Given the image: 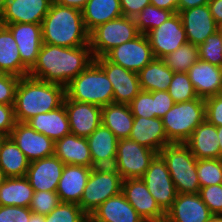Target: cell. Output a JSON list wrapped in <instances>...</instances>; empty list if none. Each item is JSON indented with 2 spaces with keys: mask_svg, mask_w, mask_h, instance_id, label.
<instances>
[{
  "mask_svg": "<svg viewBox=\"0 0 222 222\" xmlns=\"http://www.w3.org/2000/svg\"><path fill=\"white\" fill-rule=\"evenodd\" d=\"M92 61L94 57L89 44L80 47H63L43 43L36 63L29 70L28 75L66 86Z\"/></svg>",
  "mask_w": 222,
  "mask_h": 222,
  "instance_id": "6da1fadb",
  "label": "cell"
},
{
  "mask_svg": "<svg viewBox=\"0 0 222 222\" xmlns=\"http://www.w3.org/2000/svg\"><path fill=\"white\" fill-rule=\"evenodd\" d=\"M65 86L42 81L29 75L21 77L15 96V119L27 122L41 113L52 111L63 104Z\"/></svg>",
  "mask_w": 222,
  "mask_h": 222,
  "instance_id": "7a4b0ae2",
  "label": "cell"
},
{
  "mask_svg": "<svg viewBox=\"0 0 222 222\" xmlns=\"http://www.w3.org/2000/svg\"><path fill=\"white\" fill-rule=\"evenodd\" d=\"M41 26L43 43L63 47L89 44V32L84 24L82 11L78 9L52 2Z\"/></svg>",
  "mask_w": 222,
  "mask_h": 222,
  "instance_id": "3957f363",
  "label": "cell"
},
{
  "mask_svg": "<svg viewBox=\"0 0 222 222\" xmlns=\"http://www.w3.org/2000/svg\"><path fill=\"white\" fill-rule=\"evenodd\" d=\"M65 94L73 101L99 107L114 103L112 84L95 61L65 86Z\"/></svg>",
  "mask_w": 222,
  "mask_h": 222,
  "instance_id": "277c9868",
  "label": "cell"
},
{
  "mask_svg": "<svg viewBox=\"0 0 222 222\" xmlns=\"http://www.w3.org/2000/svg\"><path fill=\"white\" fill-rule=\"evenodd\" d=\"M166 163L178 194H199L197 158L185 143H171L158 153Z\"/></svg>",
  "mask_w": 222,
  "mask_h": 222,
  "instance_id": "5b68a950",
  "label": "cell"
},
{
  "mask_svg": "<svg viewBox=\"0 0 222 222\" xmlns=\"http://www.w3.org/2000/svg\"><path fill=\"white\" fill-rule=\"evenodd\" d=\"M205 120V100L200 97L175 103L162 117L167 139L171 143H185L195 128Z\"/></svg>",
  "mask_w": 222,
  "mask_h": 222,
  "instance_id": "8992f818",
  "label": "cell"
},
{
  "mask_svg": "<svg viewBox=\"0 0 222 222\" xmlns=\"http://www.w3.org/2000/svg\"><path fill=\"white\" fill-rule=\"evenodd\" d=\"M122 182L114 167H93L79 206L90 216L108 198L121 193Z\"/></svg>",
  "mask_w": 222,
  "mask_h": 222,
  "instance_id": "52a82bcc",
  "label": "cell"
},
{
  "mask_svg": "<svg viewBox=\"0 0 222 222\" xmlns=\"http://www.w3.org/2000/svg\"><path fill=\"white\" fill-rule=\"evenodd\" d=\"M141 33L134 18L122 16L94 28L89 33V45L95 58L104 57L110 50L129 42Z\"/></svg>",
  "mask_w": 222,
  "mask_h": 222,
  "instance_id": "ba28073f",
  "label": "cell"
},
{
  "mask_svg": "<svg viewBox=\"0 0 222 222\" xmlns=\"http://www.w3.org/2000/svg\"><path fill=\"white\" fill-rule=\"evenodd\" d=\"M157 154L129 138L119 139L113 167L123 180L142 178Z\"/></svg>",
  "mask_w": 222,
  "mask_h": 222,
  "instance_id": "9c48e42d",
  "label": "cell"
},
{
  "mask_svg": "<svg viewBox=\"0 0 222 222\" xmlns=\"http://www.w3.org/2000/svg\"><path fill=\"white\" fill-rule=\"evenodd\" d=\"M141 179L146 184L157 204L166 213L172 206L178 193L166 163L159 154L151 161Z\"/></svg>",
  "mask_w": 222,
  "mask_h": 222,
  "instance_id": "30bf717a",
  "label": "cell"
},
{
  "mask_svg": "<svg viewBox=\"0 0 222 222\" xmlns=\"http://www.w3.org/2000/svg\"><path fill=\"white\" fill-rule=\"evenodd\" d=\"M104 57L108 61L136 73L155 58L145 34H140L135 39L113 48Z\"/></svg>",
  "mask_w": 222,
  "mask_h": 222,
  "instance_id": "8fae6325",
  "label": "cell"
},
{
  "mask_svg": "<svg viewBox=\"0 0 222 222\" xmlns=\"http://www.w3.org/2000/svg\"><path fill=\"white\" fill-rule=\"evenodd\" d=\"M155 58L163 59L187 43L186 33L179 13H174L159 27L146 34Z\"/></svg>",
  "mask_w": 222,
  "mask_h": 222,
  "instance_id": "7c38bea8",
  "label": "cell"
},
{
  "mask_svg": "<svg viewBox=\"0 0 222 222\" xmlns=\"http://www.w3.org/2000/svg\"><path fill=\"white\" fill-rule=\"evenodd\" d=\"M94 61L112 84L114 103L129 104L141 92L138 73L116 65L105 57L95 58Z\"/></svg>",
  "mask_w": 222,
  "mask_h": 222,
  "instance_id": "4fadbf2b",
  "label": "cell"
},
{
  "mask_svg": "<svg viewBox=\"0 0 222 222\" xmlns=\"http://www.w3.org/2000/svg\"><path fill=\"white\" fill-rule=\"evenodd\" d=\"M9 137L25 154L29 162L54 155L55 142L35 131L25 122H16Z\"/></svg>",
  "mask_w": 222,
  "mask_h": 222,
  "instance_id": "5bb4252c",
  "label": "cell"
},
{
  "mask_svg": "<svg viewBox=\"0 0 222 222\" xmlns=\"http://www.w3.org/2000/svg\"><path fill=\"white\" fill-rule=\"evenodd\" d=\"M63 103L68 115L72 134L87 138L102 124V107L85 102L73 101L66 95Z\"/></svg>",
  "mask_w": 222,
  "mask_h": 222,
  "instance_id": "9a60e30c",
  "label": "cell"
},
{
  "mask_svg": "<svg viewBox=\"0 0 222 222\" xmlns=\"http://www.w3.org/2000/svg\"><path fill=\"white\" fill-rule=\"evenodd\" d=\"M53 0H6L0 25L15 23L42 24Z\"/></svg>",
  "mask_w": 222,
  "mask_h": 222,
  "instance_id": "2e32d148",
  "label": "cell"
},
{
  "mask_svg": "<svg viewBox=\"0 0 222 222\" xmlns=\"http://www.w3.org/2000/svg\"><path fill=\"white\" fill-rule=\"evenodd\" d=\"M187 41L199 46L206 38L216 33L220 26L214 21L208 5L197 6L179 12Z\"/></svg>",
  "mask_w": 222,
  "mask_h": 222,
  "instance_id": "e0dca14e",
  "label": "cell"
},
{
  "mask_svg": "<svg viewBox=\"0 0 222 222\" xmlns=\"http://www.w3.org/2000/svg\"><path fill=\"white\" fill-rule=\"evenodd\" d=\"M13 34L21 56L22 64L30 70L36 63L42 47V26L34 23L7 24Z\"/></svg>",
  "mask_w": 222,
  "mask_h": 222,
  "instance_id": "ac0fdd59",
  "label": "cell"
},
{
  "mask_svg": "<svg viewBox=\"0 0 222 222\" xmlns=\"http://www.w3.org/2000/svg\"><path fill=\"white\" fill-rule=\"evenodd\" d=\"M64 163L55 155L29 163L26 177L34 191L56 192Z\"/></svg>",
  "mask_w": 222,
  "mask_h": 222,
  "instance_id": "d6986e66",
  "label": "cell"
},
{
  "mask_svg": "<svg viewBox=\"0 0 222 222\" xmlns=\"http://www.w3.org/2000/svg\"><path fill=\"white\" fill-rule=\"evenodd\" d=\"M121 193L144 220L165 216L141 178L123 180Z\"/></svg>",
  "mask_w": 222,
  "mask_h": 222,
  "instance_id": "ffe728a7",
  "label": "cell"
},
{
  "mask_svg": "<svg viewBox=\"0 0 222 222\" xmlns=\"http://www.w3.org/2000/svg\"><path fill=\"white\" fill-rule=\"evenodd\" d=\"M165 216L170 222H208L213 214L199 194H177Z\"/></svg>",
  "mask_w": 222,
  "mask_h": 222,
  "instance_id": "44dd1931",
  "label": "cell"
},
{
  "mask_svg": "<svg viewBox=\"0 0 222 222\" xmlns=\"http://www.w3.org/2000/svg\"><path fill=\"white\" fill-rule=\"evenodd\" d=\"M198 97L222 94V67L199 59L187 71Z\"/></svg>",
  "mask_w": 222,
  "mask_h": 222,
  "instance_id": "7402d4cb",
  "label": "cell"
},
{
  "mask_svg": "<svg viewBox=\"0 0 222 222\" xmlns=\"http://www.w3.org/2000/svg\"><path fill=\"white\" fill-rule=\"evenodd\" d=\"M129 139L157 153L166 145L171 144L167 139L162 119L157 117H134Z\"/></svg>",
  "mask_w": 222,
  "mask_h": 222,
  "instance_id": "603a6c76",
  "label": "cell"
},
{
  "mask_svg": "<svg viewBox=\"0 0 222 222\" xmlns=\"http://www.w3.org/2000/svg\"><path fill=\"white\" fill-rule=\"evenodd\" d=\"M92 167L64 165L56 193L62 203H80Z\"/></svg>",
  "mask_w": 222,
  "mask_h": 222,
  "instance_id": "cb8c5ba5",
  "label": "cell"
},
{
  "mask_svg": "<svg viewBox=\"0 0 222 222\" xmlns=\"http://www.w3.org/2000/svg\"><path fill=\"white\" fill-rule=\"evenodd\" d=\"M118 138L101 124L87 137L93 167H113L117 154Z\"/></svg>",
  "mask_w": 222,
  "mask_h": 222,
  "instance_id": "d4e9b609",
  "label": "cell"
},
{
  "mask_svg": "<svg viewBox=\"0 0 222 222\" xmlns=\"http://www.w3.org/2000/svg\"><path fill=\"white\" fill-rule=\"evenodd\" d=\"M122 193L108 198L89 216V222H143Z\"/></svg>",
  "mask_w": 222,
  "mask_h": 222,
  "instance_id": "484cf974",
  "label": "cell"
},
{
  "mask_svg": "<svg viewBox=\"0 0 222 222\" xmlns=\"http://www.w3.org/2000/svg\"><path fill=\"white\" fill-rule=\"evenodd\" d=\"M185 144L197 159L220 158L217 127L207 120L195 128Z\"/></svg>",
  "mask_w": 222,
  "mask_h": 222,
  "instance_id": "4316f807",
  "label": "cell"
},
{
  "mask_svg": "<svg viewBox=\"0 0 222 222\" xmlns=\"http://www.w3.org/2000/svg\"><path fill=\"white\" fill-rule=\"evenodd\" d=\"M54 155L65 165L92 167V158L87 138L79 137L72 133L55 141Z\"/></svg>",
  "mask_w": 222,
  "mask_h": 222,
  "instance_id": "83f0119b",
  "label": "cell"
},
{
  "mask_svg": "<svg viewBox=\"0 0 222 222\" xmlns=\"http://www.w3.org/2000/svg\"><path fill=\"white\" fill-rule=\"evenodd\" d=\"M26 123L54 142L71 133L64 103L52 111L32 117Z\"/></svg>",
  "mask_w": 222,
  "mask_h": 222,
  "instance_id": "f1b7e54d",
  "label": "cell"
},
{
  "mask_svg": "<svg viewBox=\"0 0 222 222\" xmlns=\"http://www.w3.org/2000/svg\"><path fill=\"white\" fill-rule=\"evenodd\" d=\"M28 72L22 64L13 34L6 26L0 25V73L24 77Z\"/></svg>",
  "mask_w": 222,
  "mask_h": 222,
  "instance_id": "f546056e",
  "label": "cell"
},
{
  "mask_svg": "<svg viewBox=\"0 0 222 222\" xmlns=\"http://www.w3.org/2000/svg\"><path fill=\"white\" fill-rule=\"evenodd\" d=\"M82 16L90 33L97 26L123 16L120 0H88Z\"/></svg>",
  "mask_w": 222,
  "mask_h": 222,
  "instance_id": "4dcf8cb0",
  "label": "cell"
},
{
  "mask_svg": "<svg viewBox=\"0 0 222 222\" xmlns=\"http://www.w3.org/2000/svg\"><path fill=\"white\" fill-rule=\"evenodd\" d=\"M133 121L134 116L129 104L112 103L102 107L101 122L118 139L129 138Z\"/></svg>",
  "mask_w": 222,
  "mask_h": 222,
  "instance_id": "1f68e13d",
  "label": "cell"
},
{
  "mask_svg": "<svg viewBox=\"0 0 222 222\" xmlns=\"http://www.w3.org/2000/svg\"><path fill=\"white\" fill-rule=\"evenodd\" d=\"M33 194L34 189L26 176L7 177L0 185V206L29 208Z\"/></svg>",
  "mask_w": 222,
  "mask_h": 222,
  "instance_id": "d6a6232c",
  "label": "cell"
},
{
  "mask_svg": "<svg viewBox=\"0 0 222 222\" xmlns=\"http://www.w3.org/2000/svg\"><path fill=\"white\" fill-rule=\"evenodd\" d=\"M174 72L165 64L163 59L154 58L138 72L142 91H167Z\"/></svg>",
  "mask_w": 222,
  "mask_h": 222,
  "instance_id": "836d02e7",
  "label": "cell"
},
{
  "mask_svg": "<svg viewBox=\"0 0 222 222\" xmlns=\"http://www.w3.org/2000/svg\"><path fill=\"white\" fill-rule=\"evenodd\" d=\"M29 161L10 137L0 141V167L6 177L26 176Z\"/></svg>",
  "mask_w": 222,
  "mask_h": 222,
  "instance_id": "e575fe53",
  "label": "cell"
},
{
  "mask_svg": "<svg viewBox=\"0 0 222 222\" xmlns=\"http://www.w3.org/2000/svg\"><path fill=\"white\" fill-rule=\"evenodd\" d=\"M199 60V48L192 43H185L163 58L173 72H187Z\"/></svg>",
  "mask_w": 222,
  "mask_h": 222,
  "instance_id": "d590c367",
  "label": "cell"
},
{
  "mask_svg": "<svg viewBox=\"0 0 222 222\" xmlns=\"http://www.w3.org/2000/svg\"><path fill=\"white\" fill-rule=\"evenodd\" d=\"M174 13L167 9H160L152 4L147 5L135 18V24L141 34L159 27Z\"/></svg>",
  "mask_w": 222,
  "mask_h": 222,
  "instance_id": "8d00e7d4",
  "label": "cell"
},
{
  "mask_svg": "<svg viewBox=\"0 0 222 222\" xmlns=\"http://www.w3.org/2000/svg\"><path fill=\"white\" fill-rule=\"evenodd\" d=\"M167 91L174 103H181L198 98L187 72H174Z\"/></svg>",
  "mask_w": 222,
  "mask_h": 222,
  "instance_id": "74e56055",
  "label": "cell"
},
{
  "mask_svg": "<svg viewBox=\"0 0 222 222\" xmlns=\"http://www.w3.org/2000/svg\"><path fill=\"white\" fill-rule=\"evenodd\" d=\"M197 175L200 188L222 184V159H197Z\"/></svg>",
  "mask_w": 222,
  "mask_h": 222,
  "instance_id": "f35d334b",
  "label": "cell"
},
{
  "mask_svg": "<svg viewBox=\"0 0 222 222\" xmlns=\"http://www.w3.org/2000/svg\"><path fill=\"white\" fill-rule=\"evenodd\" d=\"M45 222H89V216L78 204L62 203L45 215Z\"/></svg>",
  "mask_w": 222,
  "mask_h": 222,
  "instance_id": "ab89813d",
  "label": "cell"
},
{
  "mask_svg": "<svg viewBox=\"0 0 222 222\" xmlns=\"http://www.w3.org/2000/svg\"><path fill=\"white\" fill-rule=\"evenodd\" d=\"M199 59L222 67V27L199 46Z\"/></svg>",
  "mask_w": 222,
  "mask_h": 222,
  "instance_id": "60d3db41",
  "label": "cell"
},
{
  "mask_svg": "<svg viewBox=\"0 0 222 222\" xmlns=\"http://www.w3.org/2000/svg\"><path fill=\"white\" fill-rule=\"evenodd\" d=\"M60 203L58 194L50 191H34L29 209L36 214L48 215Z\"/></svg>",
  "mask_w": 222,
  "mask_h": 222,
  "instance_id": "b9f144b4",
  "label": "cell"
},
{
  "mask_svg": "<svg viewBox=\"0 0 222 222\" xmlns=\"http://www.w3.org/2000/svg\"><path fill=\"white\" fill-rule=\"evenodd\" d=\"M134 117H155L153 92L142 91L129 103Z\"/></svg>",
  "mask_w": 222,
  "mask_h": 222,
  "instance_id": "7bdbcfd3",
  "label": "cell"
},
{
  "mask_svg": "<svg viewBox=\"0 0 222 222\" xmlns=\"http://www.w3.org/2000/svg\"><path fill=\"white\" fill-rule=\"evenodd\" d=\"M199 195L213 215L222 216V184L201 187Z\"/></svg>",
  "mask_w": 222,
  "mask_h": 222,
  "instance_id": "ee69618b",
  "label": "cell"
},
{
  "mask_svg": "<svg viewBox=\"0 0 222 222\" xmlns=\"http://www.w3.org/2000/svg\"><path fill=\"white\" fill-rule=\"evenodd\" d=\"M21 77L0 73V104L14 105L16 89Z\"/></svg>",
  "mask_w": 222,
  "mask_h": 222,
  "instance_id": "f6af8a7d",
  "label": "cell"
},
{
  "mask_svg": "<svg viewBox=\"0 0 222 222\" xmlns=\"http://www.w3.org/2000/svg\"><path fill=\"white\" fill-rule=\"evenodd\" d=\"M31 213L28 207L0 206V222H28Z\"/></svg>",
  "mask_w": 222,
  "mask_h": 222,
  "instance_id": "bcb514c9",
  "label": "cell"
},
{
  "mask_svg": "<svg viewBox=\"0 0 222 222\" xmlns=\"http://www.w3.org/2000/svg\"><path fill=\"white\" fill-rule=\"evenodd\" d=\"M205 100L206 120L216 127L222 126V94L208 97Z\"/></svg>",
  "mask_w": 222,
  "mask_h": 222,
  "instance_id": "7dc6e473",
  "label": "cell"
},
{
  "mask_svg": "<svg viewBox=\"0 0 222 222\" xmlns=\"http://www.w3.org/2000/svg\"><path fill=\"white\" fill-rule=\"evenodd\" d=\"M16 122L14 105L0 104V136L9 137Z\"/></svg>",
  "mask_w": 222,
  "mask_h": 222,
  "instance_id": "c3c4849f",
  "label": "cell"
},
{
  "mask_svg": "<svg viewBox=\"0 0 222 222\" xmlns=\"http://www.w3.org/2000/svg\"><path fill=\"white\" fill-rule=\"evenodd\" d=\"M153 99L155 117L161 119L175 104L168 91H153Z\"/></svg>",
  "mask_w": 222,
  "mask_h": 222,
  "instance_id": "681fc988",
  "label": "cell"
},
{
  "mask_svg": "<svg viewBox=\"0 0 222 222\" xmlns=\"http://www.w3.org/2000/svg\"><path fill=\"white\" fill-rule=\"evenodd\" d=\"M150 0H120L123 16L135 18L147 5Z\"/></svg>",
  "mask_w": 222,
  "mask_h": 222,
  "instance_id": "f907efd6",
  "label": "cell"
},
{
  "mask_svg": "<svg viewBox=\"0 0 222 222\" xmlns=\"http://www.w3.org/2000/svg\"><path fill=\"white\" fill-rule=\"evenodd\" d=\"M207 5L214 21L222 27V0H210Z\"/></svg>",
  "mask_w": 222,
  "mask_h": 222,
  "instance_id": "816d5d0a",
  "label": "cell"
},
{
  "mask_svg": "<svg viewBox=\"0 0 222 222\" xmlns=\"http://www.w3.org/2000/svg\"><path fill=\"white\" fill-rule=\"evenodd\" d=\"M150 3L160 9H167L179 13V0H150Z\"/></svg>",
  "mask_w": 222,
  "mask_h": 222,
  "instance_id": "f5cc1de1",
  "label": "cell"
},
{
  "mask_svg": "<svg viewBox=\"0 0 222 222\" xmlns=\"http://www.w3.org/2000/svg\"><path fill=\"white\" fill-rule=\"evenodd\" d=\"M88 0H53V3L82 11Z\"/></svg>",
  "mask_w": 222,
  "mask_h": 222,
  "instance_id": "db71d44e",
  "label": "cell"
},
{
  "mask_svg": "<svg viewBox=\"0 0 222 222\" xmlns=\"http://www.w3.org/2000/svg\"><path fill=\"white\" fill-rule=\"evenodd\" d=\"M210 0H179V12L197 6L207 5Z\"/></svg>",
  "mask_w": 222,
  "mask_h": 222,
  "instance_id": "11a10c76",
  "label": "cell"
},
{
  "mask_svg": "<svg viewBox=\"0 0 222 222\" xmlns=\"http://www.w3.org/2000/svg\"><path fill=\"white\" fill-rule=\"evenodd\" d=\"M28 222H45V215H40L32 212Z\"/></svg>",
  "mask_w": 222,
  "mask_h": 222,
  "instance_id": "9f6ffc18",
  "label": "cell"
},
{
  "mask_svg": "<svg viewBox=\"0 0 222 222\" xmlns=\"http://www.w3.org/2000/svg\"><path fill=\"white\" fill-rule=\"evenodd\" d=\"M217 133L219 140L220 158L222 159V126L217 127Z\"/></svg>",
  "mask_w": 222,
  "mask_h": 222,
  "instance_id": "6f0895ef",
  "label": "cell"
},
{
  "mask_svg": "<svg viewBox=\"0 0 222 222\" xmlns=\"http://www.w3.org/2000/svg\"><path fill=\"white\" fill-rule=\"evenodd\" d=\"M143 222H170L166 216H163L161 218H156V219H147L144 220Z\"/></svg>",
  "mask_w": 222,
  "mask_h": 222,
  "instance_id": "680465c9",
  "label": "cell"
},
{
  "mask_svg": "<svg viewBox=\"0 0 222 222\" xmlns=\"http://www.w3.org/2000/svg\"><path fill=\"white\" fill-rule=\"evenodd\" d=\"M208 222H222V216L213 215L212 218Z\"/></svg>",
  "mask_w": 222,
  "mask_h": 222,
  "instance_id": "91938a15",
  "label": "cell"
},
{
  "mask_svg": "<svg viewBox=\"0 0 222 222\" xmlns=\"http://www.w3.org/2000/svg\"><path fill=\"white\" fill-rule=\"evenodd\" d=\"M6 0H0V18L3 15L4 9H5Z\"/></svg>",
  "mask_w": 222,
  "mask_h": 222,
  "instance_id": "94428289",
  "label": "cell"
},
{
  "mask_svg": "<svg viewBox=\"0 0 222 222\" xmlns=\"http://www.w3.org/2000/svg\"><path fill=\"white\" fill-rule=\"evenodd\" d=\"M7 177L5 176L3 170L0 167V185L5 181Z\"/></svg>",
  "mask_w": 222,
  "mask_h": 222,
  "instance_id": "6125c7cd",
  "label": "cell"
}]
</instances>
